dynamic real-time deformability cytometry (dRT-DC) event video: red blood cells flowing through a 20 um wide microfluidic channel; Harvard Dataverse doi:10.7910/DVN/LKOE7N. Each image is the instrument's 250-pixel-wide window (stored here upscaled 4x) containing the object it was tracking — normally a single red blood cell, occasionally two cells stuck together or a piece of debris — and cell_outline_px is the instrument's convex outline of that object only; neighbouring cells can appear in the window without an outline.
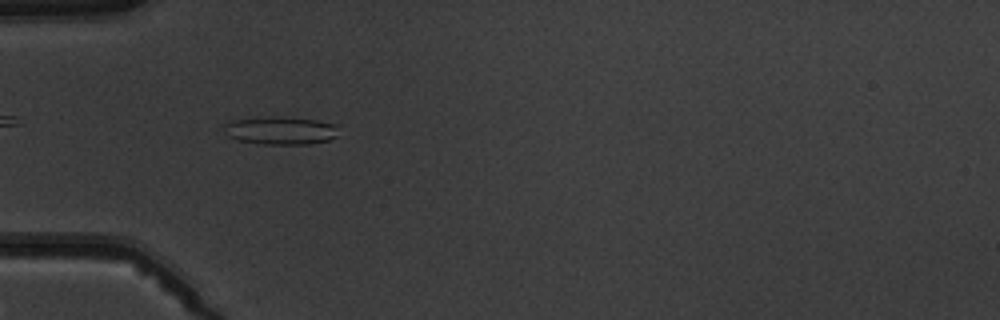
{"species": "common noctule bat (a hibernating species)", "species_latin": "Nyctalus noctula", "temperature_condition": "warm", "stored_images_in_passage": 9, "camera_frame_rate_fps": 3000, "um_per_image_px": 0.085, "animal": {"sex": "male", "body_mass_g": 19.5, "forearm_length_mm": 54.6}, "frame": {"image": 1, "passage_image": 4, "time_ms": 3.333, "image_size_px": [1000, 320], "cell_outline_px": [[340, 124], [336, 136], [328, 140], [308, 144], [264, 144], [240, 140], [228, 136], [220, 124], [232, 120], [268, 116], [276, 116], [316, 120]], "centroid_in_image_um": [23.85, 11.07], "position_along_channel_um": 61.2, "area_um2": 18.9}}
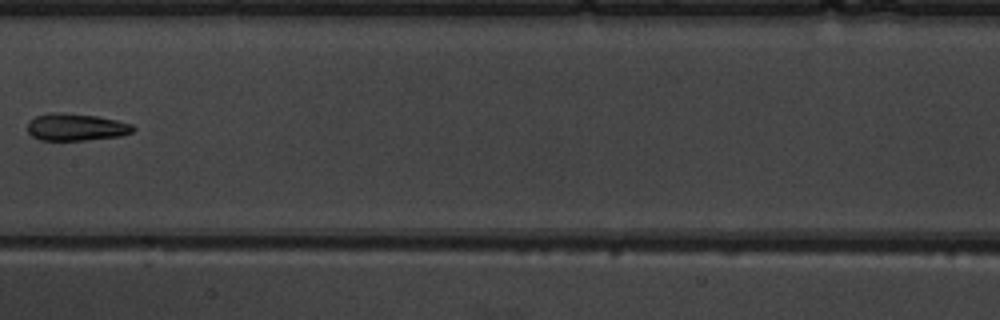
{"frame": {"image": 2, "passage_image": 7, "time_ms": 7.0, "image_size_px": [1000, 320], "cell_outline_px": [[136, 128], [132, 132], [120, 136], [84, 140], [40, 140], [32, 136], [28, 132], [28, 120], [36, 116], [52, 112], [60, 112], [96, 116], [116, 120], [132, 124]], "centroid_in_image_um": [6.44, 10.8], "position_along_channel_um": 201.0, "area_um2": 16.7}}
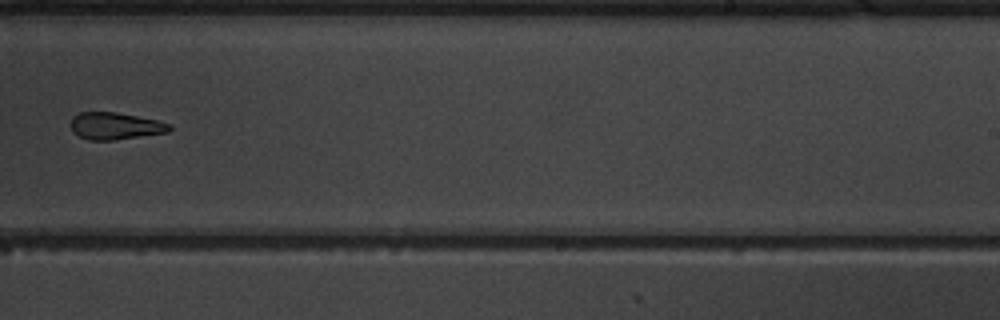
{"frame": {"image": 3, "passage_image": 9, "time_ms": 9.0, "image_size_px": [1000, 320], "cell_outline_px": [[172, 128], [168, 132], [112, 140], [88, 140], [72, 132], [72, 116], [80, 112], [116, 112], [156, 120], [168, 124]], "centroid_in_image_um": [9.76, 10.7], "position_along_channel_um": 279.2, "area_um2": 15.32}}